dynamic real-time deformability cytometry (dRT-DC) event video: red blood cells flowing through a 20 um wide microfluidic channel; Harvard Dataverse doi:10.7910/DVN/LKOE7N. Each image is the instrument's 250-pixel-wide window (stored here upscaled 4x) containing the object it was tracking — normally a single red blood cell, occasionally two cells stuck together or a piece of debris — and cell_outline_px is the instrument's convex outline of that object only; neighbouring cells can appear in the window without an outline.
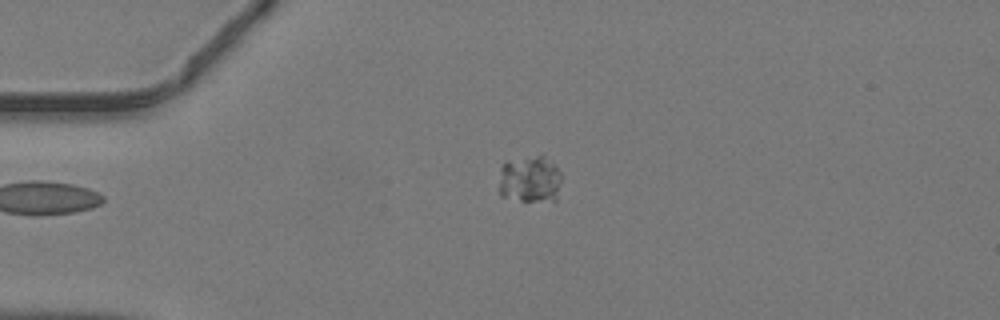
{"species": "common noctule bat (a hibernating species)", "species_latin": "Nyctalus noctula", "temperature_condition": "warm", "stored_images_in_passage": 37, "camera_frame_rate_fps": 3000, "um_per_image_px": 0.085, "animal": {"sex": "male", "body_mass_g": 19.2, "forearm_length_mm": 51.8}, "frame": {"image": 1, "passage_image": 1, "time_ms": 0.0, "image_size_px": [1000, 320], "cell_outline_px": [[560, 180], [556, 200], [520, 200], [500, 196], [500, 164], [504, 160], [536, 156], [544, 156], [560, 172]], "centroid_in_image_um": [44.99, 15.22], "position_along_channel_um": 40.0, "area_um2": 16.94}}
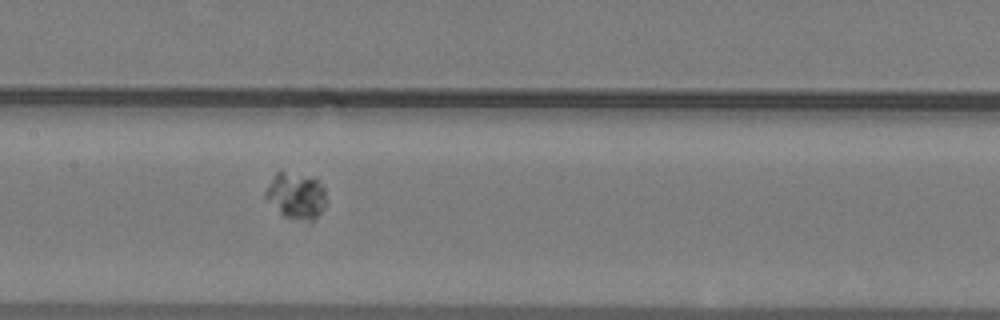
{"frame": {"image": 2, "passage_image": 13, "time_ms": 4.0, "image_size_px": [1000, 320], "cell_outline_px": [[324, 204], [320, 212], [312, 220], [308, 220], [284, 216], [264, 196], [264, 192], [272, 176], [280, 168], [316, 176], [320, 180], [324, 188]], "centroid_in_image_um": [25.14, 16.51], "position_along_channel_um": 182.3, "area_um2": 16.65}}
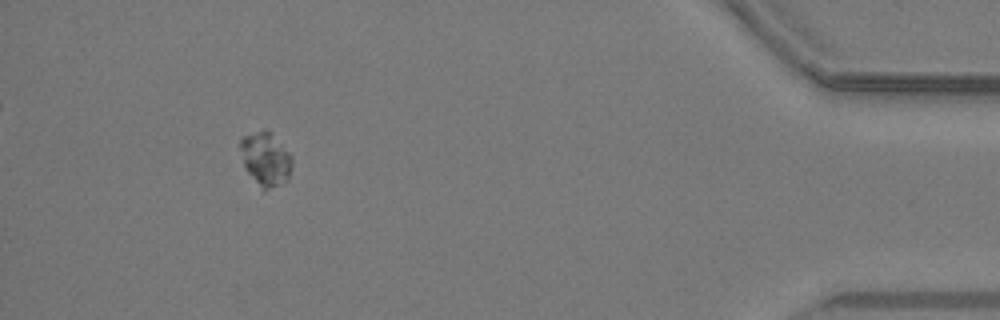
{"frame": {"image": 3, "passage_image": 33, "time_ms": 10.667, "image_size_px": [1000, 320], "cell_outline_px": [[292, 164], [288, 180], [264, 192], [244, 168], [240, 148], [240, 140], [244, 136], [264, 128], [268, 128], [272, 132], [292, 156]], "centroid_in_image_um": [22.58, 13.5], "position_along_channel_um": 412.6, "area_um2": 16.47}}